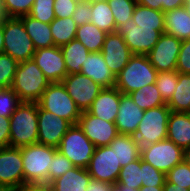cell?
Segmentation results:
<instances>
[{
    "label": "cell",
    "mask_w": 190,
    "mask_h": 191,
    "mask_svg": "<svg viewBox=\"0 0 190 191\" xmlns=\"http://www.w3.org/2000/svg\"><path fill=\"white\" fill-rule=\"evenodd\" d=\"M38 140V103L21 102L10 117V146L25 147Z\"/></svg>",
    "instance_id": "6da1fadb"
},
{
    "label": "cell",
    "mask_w": 190,
    "mask_h": 191,
    "mask_svg": "<svg viewBox=\"0 0 190 191\" xmlns=\"http://www.w3.org/2000/svg\"><path fill=\"white\" fill-rule=\"evenodd\" d=\"M50 81L33 59L19 63L11 88L21 102H38Z\"/></svg>",
    "instance_id": "7a4b0ae2"
},
{
    "label": "cell",
    "mask_w": 190,
    "mask_h": 191,
    "mask_svg": "<svg viewBox=\"0 0 190 191\" xmlns=\"http://www.w3.org/2000/svg\"><path fill=\"white\" fill-rule=\"evenodd\" d=\"M157 73L147 55L133 54L116 76L115 87L123 94H130L145 85L155 83Z\"/></svg>",
    "instance_id": "3957f363"
},
{
    "label": "cell",
    "mask_w": 190,
    "mask_h": 191,
    "mask_svg": "<svg viewBox=\"0 0 190 191\" xmlns=\"http://www.w3.org/2000/svg\"><path fill=\"white\" fill-rule=\"evenodd\" d=\"M57 148L43 144L21 147L24 183L48 184L49 166Z\"/></svg>",
    "instance_id": "277c9868"
},
{
    "label": "cell",
    "mask_w": 190,
    "mask_h": 191,
    "mask_svg": "<svg viewBox=\"0 0 190 191\" xmlns=\"http://www.w3.org/2000/svg\"><path fill=\"white\" fill-rule=\"evenodd\" d=\"M4 54L18 63L31 60L36 51L20 18H7L3 24Z\"/></svg>",
    "instance_id": "5b68a950"
},
{
    "label": "cell",
    "mask_w": 190,
    "mask_h": 191,
    "mask_svg": "<svg viewBox=\"0 0 190 191\" xmlns=\"http://www.w3.org/2000/svg\"><path fill=\"white\" fill-rule=\"evenodd\" d=\"M37 103L43 110L54 113L72 125L78 123L81 110L67 93L62 82L50 83Z\"/></svg>",
    "instance_id": "8992f818"
},
{
    "label": "cell",
    "mask_w": 190,
    "mask_h": 191,
    "mask_svg": "<svg viewBox=\"0 0 190 191\" xmlns=\"http://www.w3.org/2000/svg\"><path fill=\"white\" fill-rule=\"evenodd\" d=\"M171 109L166 105L144 111L135 134L140 147L167 139V124Z\"/></svg>",
    "instance_id": "52a82bcc"
},
{
    "label": "cell",
    "mask_w": 190,
    "mask_h": 191,
    "mask_svg": "<svg viewBox=\"0 0 190 191\" xmlns=\"http://www.w3.org/2000/svg\"><path fill=\"white\" fill-rule=\"evenodd\" d=\"M57 150L67 157L74 166L87 168L92 159L95 146L85 136L79 125L75 124L62 137Z\"/></svg>",
    "instance_id": "ba28073f"
},
{
    "label": "cell",
    "mask_w": 190,
    "mask_h": 191,
    "mask_svg": "<svg viewBox=\"0 0 190 191\" xmlns=\"http://www.w3.org/2000/svg\"><path fill=\"white\" fill-rule=\"evenodd\" d=\"M140 157L157 170L167 174L183 161V150L168 139L141 147Z\"/></svg>",
    "instance_id": "9c48e42d"
},
{
    "label": "cell",
    "mask_w": 190,
    "mask_h": 191,
    "mask_svg": "<svg viewBox=\"0 0 190 191\" xmlns=\"http://www.w3.org/2000/svg\"><path fill=\"white\" fill-rule=\"evenodd\" d=\"M122 166L117 161L116 152L107 145L95 147L87 171L93 180L115 184Z\"/></svg>",
    "instance_id": "30bf717a"
},
{
    "label": "cell",
    "mask_w": 190,
    "mask_h": 191,
    "mask_svg": "<svg viewBox=\"0 0 190 191\" xmlns=\"http://www.w3.org/2000/svg\"><path fill=\"white\" fill-rule=\"evenodd\" d=\"M132 54L147 55L158 42L161 33L153 28L137 26L129 19L117 28Z\"/></svg>",
    "instance_id": "8fae6325"
},
{
    "label": "cell",
    "mask_w": 190,
    "mask_h": 191,
    "mask_svg": "<svg viewBox=\"0 0 190 191\" xmlns=\"http://www.w3.org/2000/svg\"><path fill=\"white\" fill-rule=\"evenodd\" d=\"M61 82L81 112L91 107L94 99L103 89L82 73L68 74Z\"/></svg>",
    "instance_id": "7c38bea8"
},
{
    "label": "cell",
    "mask_w": 190,
    "mask_h": 191,
    "mask_svg": "<svg viewBox=\"0 0 190 191\" xmlns=\"http://www.w3.org/2000/svg\"><path fill=\"white\" fill-rule=\"evenodd\" d=\"M181 44L182 41L172 35H160L158 42L147 54L157 72L176 71Z\"/></svg>",
    "instance_id": "4fadbf2b"
},
{
    "label": "cell",
    "mask_w": 190,
    "mask_h": 191,
    "mask_svg": "<svg viewBox=\"0 0 190 191\" xmlns=\"http://www.w3.org/2000/svg\"><path fill=\"white\" fill-rule=\"evenodd\" d=\"M0 184L9 191L24 184L21 148H0Z\"/></svg>",
    "instance_id": "5bb4252c"
},
{
    "label": "cell",
    "mask_w": 190,
    "mask_h": 191,
    "mask_svg": "<svg viewBox=\"0 0 190 191\" xmlns=\"http://www.w3.org/2000/svg\"><path fill=\"white\" fill-rule=\"evenodd\" d=\"M79 127L95 147L109 145L119 134L115 122H108L82 111L78 120Z\"/></svg>",
    "instance_id": "9a60e30c"
},
{
    "label": "cell",
    "mask_w": 190,
    "mask_h": 191,
    "mask_svg": "<svg viewBox=\"0 0 190 191\" xmlns=\"http://www.w3.org/2000/svg\"><path fill=\"white\" fill-rule=\"evenodd\" d=\"M72 124L38 105L37 143L57 148Z\"/></svg>",
    "instance_id": "2e32d148"
},
{
    "label": "cell",
    "mask_w": 190,
    "mask_h": 191,
    "mask_svg": "<svg viewBox=\"0 0 190 191\" xmlns=\"http://www.w3.org/2000/svg\"><path fill=\"white\" fill-rule=\"evenodd\" d=\"M32 59L50 83L61 82L68 75L60 47L39 48Z\"/></svg>",
    "instance_id": "e0dca14e"
},
{
    "label": "cell",
    "mask_w": 190,
    "mask_h": 191,
    "mask_svg": "<svg viewBox=\"0 0 190 191\" xmlns=\"http://www.w3.org/2000/svg\"><path fill=\"white\" fill-rule=\"evenodd\" d=\"M101 53L115 77L127 65L133 55L123 37L117 31L106 34Z\"/></svg>",
    "instance_id": "ac0fdd59"
},
{
    "label": "cell",
    "mask_w": 190,
    "mask_h": 191,
    "mask_svg": "<svg viewBox=\"0 0 190 191\" xmlns=\"http://www.w3.org/2000/svg\"><path fill=\"white\" fill-rule=\"evenodd\" d=\"M144 110L134 103L129 94L121 93L115 125L119 134L134 135L142 120Z\"/></svg>",
    "instance_id": "d6986e66"
},
{
    "label": "cell",
    "mask_w": 190,
    "mask_h": 191,
    "mask_svg": "<svg viewBox=\"0 0 190 191\" xmlns=\"http://www.w3.org/2000/svg\"><path fill=\"white\" fill-rule=\"evenodd\" d=\"M120 98L121 92L116 87L103 88L87 111L95 117L115 122Z\"/></svg>",
    "instance_id": "ffe728a7"
},
{
    "label": "cell",
    "mask_w": 190,
    "mask_h": 191,
    "mask_svg": "<svg viewBox=\"0 0 190 191\" xmlns=\"http://www.w3.org/2000/svg\"><path fill=\"white\" fill-rule=\"evenodd\" d=\"M81 73L103 88L115 87L116 77L108 68L101 52H90L83 62Z\"/></svg>",
    "instance_id": "44dd1931"
},
{
    "label": "cell",
    "mask_w": 190,
    "mask_h": 191,
    "mask_svg": "<svg viewBox=\"0 0 190 191\" xmlns=\"http://www.w3.org/2000/svg\"><path fill=\"white\" fill-rule=\"evenodd\" d=\"M167 139L173 141L182 150L190 147V113L170 112Z\"/></svg>",
    "instance_id": "7402d4cb"
},
{
    "label": "cell",
    "mask_w": 190,
    "mask_h": 191,
    "mask_svg": "<svg viewBox=\"0 0 190 191\" xmlns=\"http://www.w3.org/2000/svg\"><path fill=\"white\" fill-rule=\"evenodd\" d=\"M91 179L87 168L74 166L49 185L51 191H86Z\"/></svg>",
    "instance_id": "603a6c76"
},
{
    "label": "cell",
    "mask_w": 190,
    "mask_h": 191,
    "mask_svg": "<svg viewBox=\"0 0 190 191\" xmlns=\"http://www.w3.org/2000/svg\"><path fill=\"white\" fill-rule=\"evenodd\" d=\"M165 33L183 41L190 39V14L180 7L164 13Z\"/></svg>",
    "instance_id": "cb8c5ba5"
},
{
    "label": "cell",
    "mask_w": 190,
    "mask_h": 191,
    "mask_svg": "<svg viewBox=\"0 0 190 191\" xmlns=\"http://www.w3.org/2000/svg\"><path fill=\"white\" fill-rule=\"evenodd\" d=\"M20 19L36 50L55 46L50 24L40 22L29 15L22 16Z\"/></svg>",
    "instance_id": "d4e9b609"
},
{
    "label": "cell",
    "mask_w": 190,
    "mask_h": 191,
    "mask_svg": "<svg viewBox=\"0 0 190 191\" xmlns=\"http://www.w3.org/2000/svg\"><path fill=\"white\" fill-rule=\"evenodd\" d=\"M109 146L115 150L122 167L140 158L141 147L132 135L118 134Z\"/></svg>",
    "instance_id": "484cf974"
},
{
    "label": "cell",
    "mask_w": 190,
    "mask_h": 191,
    "mask_svg": "<svg viewBox=\"0 0 190 191\" xmlns=\"http://www.w3.org/2000/svg\"><path fill=\"white\" fill-rule=\"evenodd\" d=\"M60 48L64 55L67 74L81 73L83 62L90 53L88 49L76 38Z\"/></svg>",
    "instance_id": "4316f807"
},
{
    "label": "cell",
    "mask_w": 190,
    "mask_h": 191,
    "mask_svg": "<svg viewBox=\"0 0 190 191\" xmlns=\"http://www.w3.org/2000/svg\"><path fill=\"white\" fill-rule=\"evenodd\" d=\"M132 19L133 22L139 27L153 28L161 34L165 33L163 11L153 10L137 3L134 8Z\"/></svg>",
    "instance_id": "83f0119b"
},
{
    "label": "cell",
    "mask_w": 190,
    "mask_h": 191,
    "mask_svg": "<svg viewBox=\"0 0 190 191\" xmlns=\"http://www.w3.org/2000/svg\"><path fill=\"white\" fill-rule=\"evenodd\" d=\"M166 104L173 112L190 113V74L178 73V84Z\"/></svg>",
    "instance_id": "f1b7e54d"
},
{
    "label": "cell",
    "mask_w": 190,
    "mask_h": 191,
    "mask_svg": "<svg viewBox=\"0 0 190 191\" xmlns=\"http://www.w3.org/2000/svg\"><path fill=\"white\" fill-rule=\"evenodd\" d=\"M106 32L92 23L77 27L76 39L79 40L89 52H101Z\"/></svg>",
    "instance_id": "f546056e"
},
{
    "label": "cell",
    "mask_w": 190,
    "mask_h": 191,
    "mask_svg": "<svg viewBox=\"0 0 190 191\" xmlns=\"http://www.w3.org/2000/svg\"><path fill=\"white\" fill-rule=\"evenodd\" d=\"M77 24L72 17L55 18L50 23L54 45L61 47L76 38Z\"/></svg>",
    "instance_id": "4dcf8cb0"
},
{
    "label": "cell",
    "mask_w": 190,
    "mask_h": 191,
    "mask_svg": "<svg viewBox=\"0 0 190 191\" xmlns=\"http://www.w3.org/2000/svg\"><path fill=\"white\" fill-rule=\"evenodd\" d=\"M91 21L106 33L116 32L115 20L107 0L91 2Z\"/></svg>",
    "instance_id": "1f68e13d"
},
{
    "label": "cell",
    "mask_w": 190,
    "mask_h": 191,
    "mask_svg": "<svg viewBox=\"0 0 190 191\" xmlns=\"http://www.w3.org/2000/svg\"><path fill=\"white\" fill-rule=\"evenodd\" d=\"M129 95L134 103L144 111L166 105L161 98L160 92L155 83L145 85L144 87L130 93Z\"/></svg>",
    "instance_id": "d6a6232c"
},
{
    "label": "cell",
    "mask_w": 190,
    "mask_h": 191,
    "mask_svg": "<svg viewBox=\"0 0 190 191\" xmlns=\"http://www.w3.org/2000/svg\"><path fill=\"white\" fill-rule=\"evenodd\" d=\"M117 182L125 187L135 189L142 187L141 157L121 168Z\"/></svg>",
    "instance_id": "836d02e7"
},
{
    "label": "cell",
    "mask_w": 190,
    "mask_h": 191,
    "mask_svg": "<svg viewBox=\"0 0 190 191\" xmlns=\"http://www.w3.org/2000/svg\"><path fill=\"white\" fill-rule=\"evenodd\" d=\"M111 8L116 29L132 18L136 0H107Z\"/></svg>",
    "instance_id": "e575fe53"
},
{
    "label": "cell",
    "mask_w": 190,
    "mask_h": 191,
    "mask_svg": "<svg viewBox=\"0 0 190 191\" xmlns=\"http://www.w3.org/2000/svg\"><path fill=\"white\" fill-rule=\"evenodd\" d=\"M155 84L160 92L161 98L165 103H167L171 99V96L174 94L178 84V72H158Z\"/></svg>",
    "instance_id": "d590c367"
},
{
    "label": "cell",
    "mask_w": 190,
    "mask_h": 191,
    "mask_svg": "<svg viewBox=\"0 0 190 191\" xmlns=\"http://www.w3.org/2000/svg\"><path fill=\"white\" fill-rule=\"evenodd\" d=\"M18 65L10 55L0 54V88L11 87Z\"/></svg>",
    "instance_id": "8d00e7d4"
},
{
    "label": "cell",
    "mask_w": 190,
    "mask_h": 191,
    "mask_svg": "<svg viewBox=\"0 0 190 191\" xmlns=\"http://www.w3.org/2000/svg\"><path fill=\"white\" fill-rule=\"evenodd\" d=\"M54 2L55 0H35L29 16L40 22L50 24L56 18Z\"/></svg>",
    "instance_id": "74e56055"
},
{
    "label": "cell",
    "mask_w": 190,
    "mask_h": 191,
    "mask_svg": "<svg viewBox=\"0 0 190 191\" xmlns=\"http://www.w3.org/2000/svg\"><path fill=\"white\" fill-rule=\"evenodd\" d=\"M35 0H2L8 18H20L29 15Z\"/></svg>",
    "instance_id": "f35d334b"
},
{
    "label": "cell",
    "mask_w": 190,
    "mask_h": 191,
    "mask_svg": "<svg viewBox=\"0 0 190 191\" xmlns=\"http://www.w3.org/2000/svg\"><path fill=\"white\" fill-rule=\"evenodd\" d=\"M20 103L18 95L11 87L0 88V116L11 117Z\"/></svg>",
    "instance_id": "ab89813d"
},
{
    "label": "cell",
    "mask_w": 190,
    "mask_h": 191,
    "mask_svg": "<svg viewBox=\"0 0 190 191\" xmlns=\"http://www.w3.org/2000/svg\"><path fill=\"white\" fill-rule=\"evenodd\" d=\"M73 167L72 162L57 150L54 153L52 164L49 166L48 185Z\"/></svg>",
    "instance_id": "60d3db41"
},
{
    "label": "cell",
    "mask_w": 190,
    "mask_h": 191,
    "mask_svg": "<svg viewBox=\"0 0 190 191\" xmlns=\"http://www.w3.org/2000/svg\"><path fill=\"white\" fill-rule=\"evenodd\" d=\"M142 186H164L166 174L141 159Z\"/></svg>",
    "instance_id": "b9f144b4"
},
{
    "label": "cell",
    "mask_w": 190,
    "mask_h": 191,
    "mask_svg": "<svg viewBox=\"0 0 190 191\" xmlns=\"http://www.w3.org/2000/svg\"><path fill=\"white\" fill-rule=\"evenodd\" d=\"M166 180L190 190V166L182 161L166 174Z\"/></svg>",
    "instance_id": "7bdbcfd3"
},
{
    "label": "cell",
    "mask_w": 190,
    "mask_h": 191,
    "mask_svg": "<svg viewBox=\"0 0 190 191\" xmlns=\"http://www.w3.org/2000/svg\"><path fill=\"white\" fill-rule=\"evenodd\" d=\"M176 71L182 74H190V39L182 41Z\"/></svg>",
    "instance_id": "ee69618b"
},
{
    "label": "cell",
    "mask_w": 190,
    "mask_h": 191,
    "mask_svg": "<svg viewBox=\"0 0 190 191\" xmlns=\"http://www.w3.org/2000/svg\"><path fill=\"white\" fill-rule=\"evenodd\" d=\"M91 3L79 0L72 15L77 26L87 24L91 21Z\"/></svg>",
    "instance_id": "f6af8a7d"
},
{
    "label": "cell",
    "mask_w": 190,
    "mask_h": 191,
    "mask_svg": "<svg viewBox=\"0 0 190 191\" xmlns=\"http://www.w3.org/2000/svg\"><path fill=\"white\" fill-rule=\"evenodd\" d=\"M79 0H55L54 13L56 18L72 17Z\"/></svg>",
    "instance_id": "bcb514c9"
},
{
    "label": "cell",
    "mask_w": 190,
    "mask_h": 191,
    "mask_svg": "<svg viewBox=\"0 0 190 191\" xmlns=\"http://www.w3.org/2000/svg\"><path fill=\"white\" fill-rule=\"evenodd\" d=\"M10 146V117L0 116V148Z\"/></svg>",
    "instance_id": "7dc6e473"
},
{
    "label": "cell",
    "mask_w": 190,
    "mask_h": 191,
    "mask_svg": "<svg viewBox=\"0 0 190 191\" xmlns=\"http://www.w3.org/2000/svg\"><path fill=\"white\" fill-rule=\"evenodd\" d=\"M11 191H51L48 184L24 183Z\"/></svg>",
    "instance_id": "c3c4849f"
},
{
    "label": "cell",
    "mask_w": 190,
    "mask_h": 191,
    "mask_svg": "<svg viewBox=\"0 0 190 191\" xmlns=\"http://www.w3.org/2000/svg\"><path fill=\"white\" fill-rule=\"evenodd\" d=\"M86 191H114V184L91 179Z\"/></svg>",
    "instance_id": "681fc988"
},
{
    "label": "cell",
    "mask_w": 190,
    "mask_h": 191,
    "mask_svg": "<svg viewBox=\"0 0 190 191\" xmlns=\"http://www.w3.org/2000/svg\"><path fill=\"white\" fill-rule=\"evenodd\" d=\"M184 6L183 0H163L162 1V11L165 13L167 11L180 8Z\"/></svg>",
    "instance_id": "f907efd6"
},
{
    "label": "cell",
    "mask_w": 190,
    "mask_h": 191,
    "mask_svg": "<svg viewBox=\"0 0 190 191\" xmlns=\"http://www.w3.org/2000/svg\"><path fill=\"white\" fill-rule=\"evenodd\" d=\"M138 4L149 7L153 10L162 11L163 0H136Z\"/></svg>",
    "instance_id": "816d5d0a"
},
{
    "label": "cell",
    "mask_w": 190,
    "mask_h": 191,
    "mask_svg": "<svg viewBox=\"0 0 190 191\" xmlns=\"http://www.w3.org/2000/svg\"><path fill=\"white\" fill-rule=\"evenodd\" d=\"M163 191H190V190L185 187L177 186V184H173L166 180L163 186Z\"/></svg>",
    "instance_id": "f5cc1de1"
},
{
    "label": "cell",
    "mask_w": 190,
    "mask_h": 191,
    "mask_svg": "<svg viewBox=\"0 0 190 191\" xmlns=\"http://www.w3.org/2000/svg\"><path fill=\"white\" fill-rule=\"evenodd\" d=\"M139 189L125 187L123 184L116 182L114 184V191H138Z\"/></svg>",
    "instance_id": "db71d44e"
},
{
    "label": "cell",
    "mask_w": 190,
    "mask_h": 191,
    "mask_svg": "<svg viewBox=\"0 0 190 191\" xmlns=\"http://www.w3.org/2000/svg\"><path fill=\"white\" fill-rule=\"evenodd\" d=\"M138 191H163V186H142Z\"/></svg>",
    "instance_id": "11a10c76"
},
{
    "label": "cell",
    "mask_w": 190,
    "mask_h": 191,
    "mask_svg": "<svg viewBox=\"0 0 190 191\" xmlns=\"http://www.w3.org/2000/svg\"><path fill=\"white\" fill-rule=\"evenodd\" d=\"M7 18H8V17H7L6 14H5L2 0H0V26L3 24V22H4Z\"/></svg>",
    "instance_id": "9f6ffc18"
},
{
    "label": "cell",
    "mask_w": 190,
    "mask_h": 191,
    "mask_svg": "<svg viewBox=\"0 0 190 191\" xmlns=\"http://www.w3.org/2000/svg\"><path fill=\"white\" fill-rule=\"evenodd\" d=\"M183 161L190 166V147L183 150Z\"/></svg>",
    "instance_id": "6f0895ef"
},
{
    "label": "cell",
    "mask_w": 190,
    "mask_h": 191,
    "mask_svg": "<svg viewBox=\"0 0 190 191\" xmlns=\"http://www.w3.org/2000/svg\"><path fill=\"white\" fill-rule=\"evenodd\" d=\"M4 53V35H3V27L0 26V54Z\"/></svg>",
    "instance_id": "680465c9"
},
{
    "label": "cell",
    "mask_w": 190,
    "mask_h": 191,
    "mask_svg": "<svg viewBox=\"0 0 190 191\" xmlns=\"http://www.w3.org/2000/svg\"><path fill=\"white\" fill-rule=\"evenodd\" d=\"M184 7L186 8L188 13L190 14V3H184Z\"/></svg>",
    "instance_id": "91938a15"
},
{
    "label": "cell",
    "mask_w": 190,
    "mask_h": 191,
    "mask_svg": "<svg viewBox=\"0 0 190 191\" xmlns=\"http://www.w3.org/2000/svg\"><path fill=\"white\" fill-rule=\"evenodd\" d=\"M0 191H9L6 187L0 184Z\"/></svg>",
    "instance_id": "94428289"
},
{
    "label": "cell",
    "mask_w": 190,
    "mask_h": 191,
    "mask_svg": "<svg viewBox=\"0 0 190 191\" xmlns=\"http://www.w3.org/2000/svg\"><path fill=\"white\" fill-rule=\"evenodd\" d=\"M83 1H87V2H96V1H101V0H83Z\"/></svg>",
    "instance_id": "6125c7cd"
},
{
    "label": "cell",
    "mask_w": 190,
    "mask_h": 191,
    "mask_svg": "<svg viewBox=\"0 0 190 191\" xmlns=\"http://www.w3.org/2000/svg\"><path fill=\"white\" fill-rule=\"evenodd\" d=\"M184 3H190V0H183Z\"/></svg>",
    "instance_id": "be15d7a7"
}]
</instances>
